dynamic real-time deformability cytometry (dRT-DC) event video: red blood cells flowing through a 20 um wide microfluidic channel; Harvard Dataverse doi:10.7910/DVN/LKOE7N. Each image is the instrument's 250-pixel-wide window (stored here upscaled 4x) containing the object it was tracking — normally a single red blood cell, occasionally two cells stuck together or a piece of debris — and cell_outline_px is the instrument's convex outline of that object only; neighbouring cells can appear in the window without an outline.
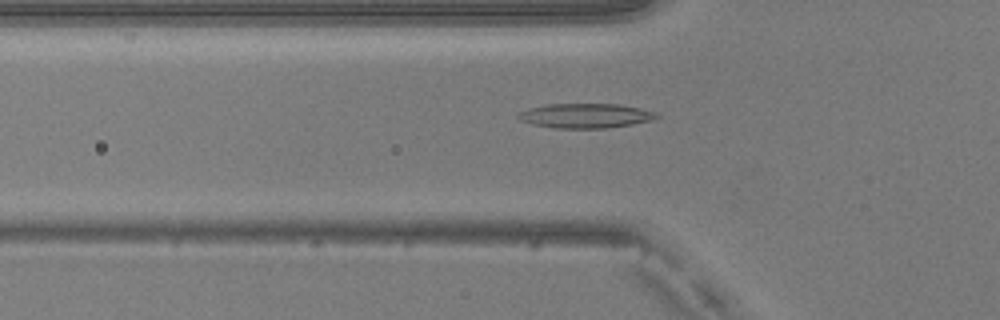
{"species": "common noctule bat (a hibernating species)", "species_latin": "Nyctalus noctula", "temperature_condition": "warm", "stored_images_in_passage": 37, "camera_frame_rate_fps": 3000, "um_per_image_px": 0.085, "animal": {"sex": "male", "body_mass_g": 20.5, "forearm_length_mm": 52.5}, "frame": {"image": 1, "passage_image": 3, "time_ms": 0.667, "image_size_px": [1000, 320], "cell_outline_px": [[660, 116], [652, 120], [632, 124], [608, 128], [552, 128], [532, 124], [520, 120], [516, 116], [520, 112], [528, 108], [548, 104], [620, 104], [640, 108], [656, 112]], "centroid_in_image_um": [49.77, 9.84], "position_along_channel_um": 76.0, "area_um2": 19.88}}
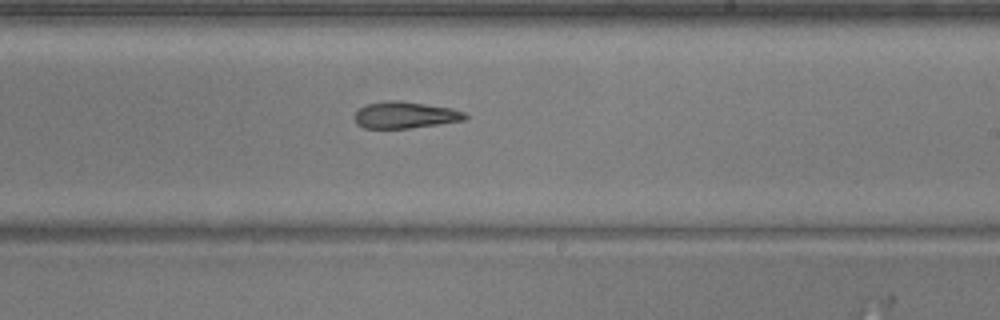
{"frame": {"image": 2, "passage_image": 16, "time_ms": 5.0, "image_size_px": [1000, 320], "cell_outline_px": [[468, 116], [464, 120], [440, 124], [408, 128], [364, 128], [356, 124], [356, 112], [364, 104], [388, 100], [400, 100], [452, 108], [464, 112]], "centroid_in_image_um": [34.43, 9.77], "position_along_channel_um": 254.6, "area_um2": 17.17}}
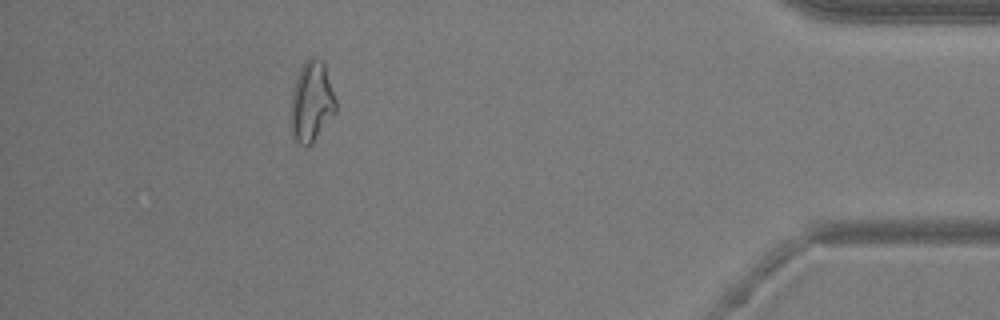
{"frame": {"image": 3, "passage_image": 31, "time_ms": 10.0, "image_size_px": [1000, 320], "cell_outline_px": [[336, 112], [316, 136], [308, 144], [300, 144], [292, 136], [292, 92], [296, 76], [304, 60], [308, 56], [312, 56], [320, 60], [324, 64], [336, 100]], "centroid_in_image_um": [26.48, 8.56], "position_along_channel_um": 408.7, "area_um2": 20.52}}